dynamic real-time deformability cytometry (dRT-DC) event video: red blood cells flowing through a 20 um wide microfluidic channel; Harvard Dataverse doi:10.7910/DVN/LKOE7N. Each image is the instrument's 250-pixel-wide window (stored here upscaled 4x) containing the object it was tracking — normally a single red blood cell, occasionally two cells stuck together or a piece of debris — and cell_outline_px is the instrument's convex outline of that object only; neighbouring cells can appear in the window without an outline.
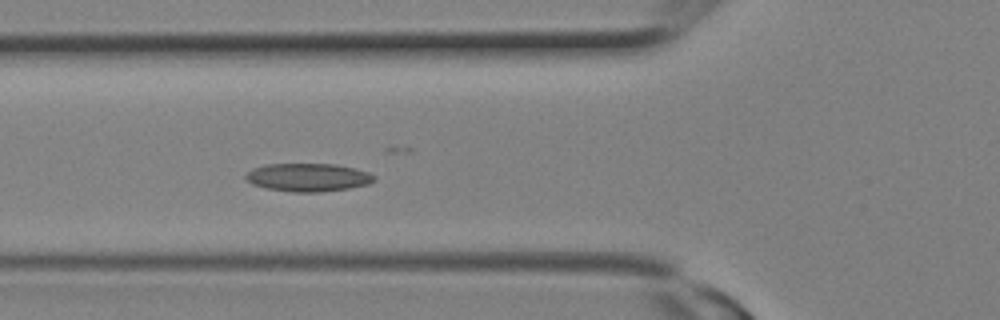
{"species": "Egyptian fruit bat (a non-hibernating species)", "species_latin": "Rousettus aegyptiacus", "temperature_condition": "room temperature", "stored_images_in_passage": 7, "camera_frame_rate_fps": 3000, "um_per_image_px": 0.085, "animal": {"sex": "female"}, "frame": {"image": 1, "passage_image": 7, "time_ms": 2.0, "image_size_px": [1000, 320], "cell_outline_px": [[376, 180], [368, 184], [348, 188], [320, 192], [292, 192], [268, 188], [252, 184], [244, 176], [252, 168], [264, 164], [336, 164], [356, 168], [368, 172], [376, 176]], "centroid_in_image_um": [26.2, 15.07], "position_along_channel_um": 99.6, "area_um2": 21.1}}